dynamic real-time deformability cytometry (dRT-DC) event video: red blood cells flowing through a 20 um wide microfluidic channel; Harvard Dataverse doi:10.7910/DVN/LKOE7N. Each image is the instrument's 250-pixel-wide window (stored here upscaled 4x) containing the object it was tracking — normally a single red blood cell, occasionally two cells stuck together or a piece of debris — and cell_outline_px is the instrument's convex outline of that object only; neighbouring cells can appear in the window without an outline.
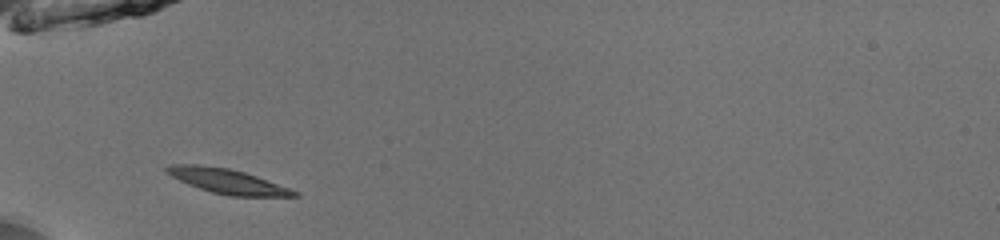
{"species": "common noctule bat (a hibernating species)", "species_latin": "Nyctalus noctula", "temperature_condition": "room temperature", "stored_images_in_passage": 36, "camera_frame_rate_fps": 3000, "um_per_image_px": 0.085, "animal": {"sex": "male", "body_mass_g": 13.0, "forearm_length_mm": 53.1}, "frame": {"image": 1, "passage_image": 3, "time_ms": 0.667, "image_size_px": [1000, 240], "cell_outline_px": [[300, 196], [228, 196], [212, 192], [188, 184], [164, 172], [164, 168], [172, 164], [200, 164], [228, 168], [244, 172], [256, 176], [300, 192]], "centroid_in_image_um": [19.31, 15.4], "position_along_channel_um": 65.7, "area_um2": 18.26}}
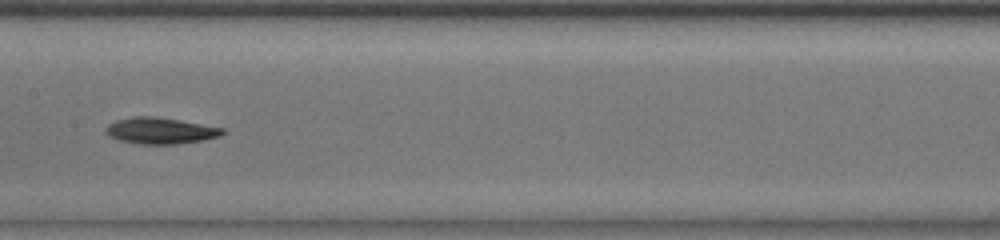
{"frame": {"image": 2, "passage_image": 13, "time_ms": 4.0, "image_size_px": [1000, 240], "cell_outline_px": [[228, 132], [220, 136], [204, 140], [176, 144], [140, 144], [120, 140], [108, 136], [104, 132], [104, 128], [108, 124], [116, 120], [132, 116], [156, 116], [180, 120], [224, 128]], "centroid_in_image_um": [13.63, 11.1], "position_along_channel_um": 193.8, "area_um2": 18.15}}
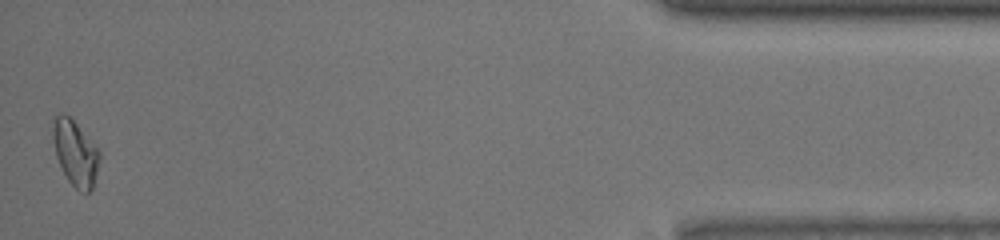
{"frame": {"image": 3, "passage_image": 36, "time_ms": 11.667, "image_size_px": [1000, 240], "cell_outline_px": [[100, 160], [92, 188], [84, 196], [68, 180], [56, 156], [52, 136], [52, 116], [56, 112], [64, 112], [76, 124], [100, 152]], "centroid_in_image_um": [6.37, 12.98], "position_along_channel_um": 428.8, "area_um2": 17.74}, "authors_computed_cell_mechanics": {"area_um2": 17.34, "velocity_mm_per_s": 3.9616, "shape_relaxation_time_tau1_ms": 3.3102, "shape_relaxation_time_tau2_ms": 10.2609, "deformation_change_tau1": 0.1248, "deformation_change_tau2": 0.1436}}